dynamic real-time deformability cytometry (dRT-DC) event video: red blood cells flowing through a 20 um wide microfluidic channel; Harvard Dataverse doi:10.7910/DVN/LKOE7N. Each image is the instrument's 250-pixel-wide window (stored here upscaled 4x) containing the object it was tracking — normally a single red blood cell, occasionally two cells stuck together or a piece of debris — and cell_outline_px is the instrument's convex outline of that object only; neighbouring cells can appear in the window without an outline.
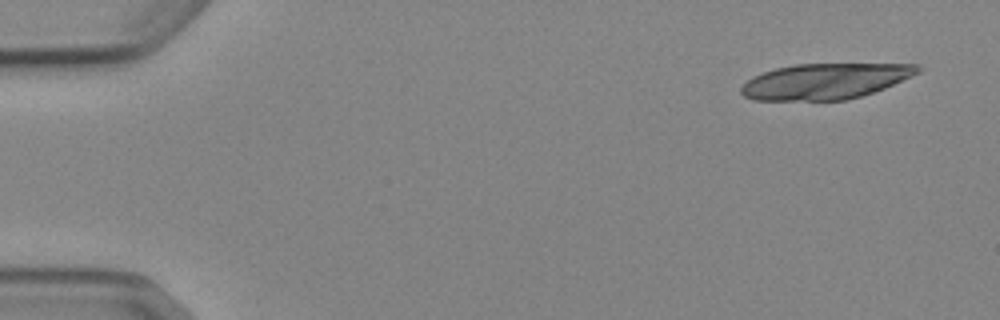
{"species": "Egyptian fruit bat (a non-hibernating species)", "species_latin": "Rousettus aegyptiacus", "temperature_condition": "cold", "stored_images_in_passage": 18, "camera_frame_rate_fps": 3000, "um_per_image_px": 0.085, "animal": {"sex": "female"}, "frame": {"image": 1, "passage_image": 3, "time_ms": 0.667, "image_size_px": [1000, 320], "cell_outline_px": [[920, 72], [912, 76], [884, 88], [860, 96], [844, 100], [752, 100], [744, 96], [740, 92], [740, 88], [752, 76], [776, 68], [796, 64], [920, 64]], "centroid_in_image_um": [70.12, 6.9], "position_along_channel_um": 14.9, "area_um2": 36.53}}